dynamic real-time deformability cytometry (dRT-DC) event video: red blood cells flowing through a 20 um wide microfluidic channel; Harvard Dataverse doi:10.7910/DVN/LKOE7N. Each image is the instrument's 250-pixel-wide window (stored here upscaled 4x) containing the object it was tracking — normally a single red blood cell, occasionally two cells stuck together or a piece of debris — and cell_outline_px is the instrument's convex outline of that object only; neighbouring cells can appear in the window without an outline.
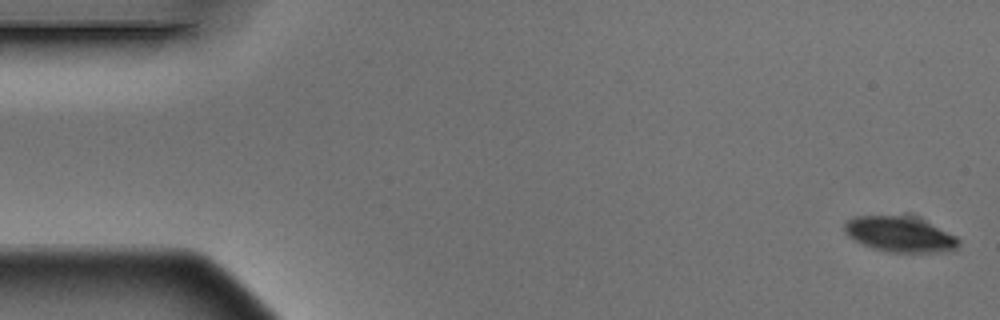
{"species": "Egyptian fruit bat (a non-hibernating species)", "species_latin": "Rousettus aegyptiacus", "temperature_condition": "warm", "stored_images_in_passage": 6, "camera_frame_rate_fps": 3000, "um_per_image_px": 0.085, "animal": {"sex": "male"}, "frame": {"image": 1, "passage_image": 1, "time_ms": 0.0, "image_size_px": [1000, 320], "cell_outline_px": [[960, 244], [956, 248], [944, 252], [888, 252], [872, 248], [860, 244], [848, 236], [844, 232], [844, 224], [852, 216], [912, 216], [956, 236], [960, 240]], "centroid_in_image_um": [76.45, 19.93], "position_along_channel_um": 8.6, "area_um2": 23.47}}